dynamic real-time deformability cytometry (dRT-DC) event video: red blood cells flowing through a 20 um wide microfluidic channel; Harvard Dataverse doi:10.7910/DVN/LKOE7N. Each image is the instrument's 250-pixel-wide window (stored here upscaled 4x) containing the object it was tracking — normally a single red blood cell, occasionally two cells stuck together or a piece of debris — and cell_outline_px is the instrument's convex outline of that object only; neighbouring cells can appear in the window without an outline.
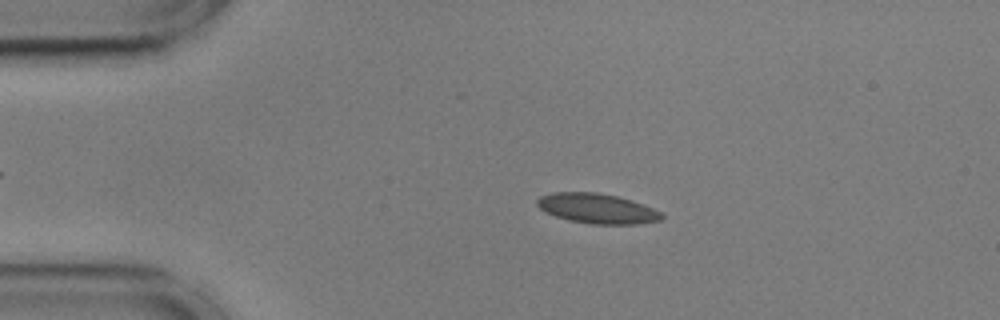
{"species": "common noctule bat (a hibernating species)", "species_latin": "Nyctalus noctula", "temperature_condition": "cold", "stored_images_in_passage": 47, "camera_frame_rate_fps": 3000, "um_per_image_px": 0.085, "animal": {"sex": "male", "body_mass_g": 17.9, "forearm_length_mm": 54.2}, "frame": {"image": 1, "passage_image": 10, "time_ms": 3.0, "image_size_px": [1000, 320], "cell_outline_px": [[664, 216], [660, 220], [636, 224], [592, 224], [568, 220], [556, 216], [540, 208], [536, 204], [536, 200], [540, 196], [552, 192], [596, 192], [616, 196], [632, 200], [644, 204], [660, 212]], "centroid_in_image_um": [50.75, 17.71], "position_along_channel_um": 34.3, "area_um2": 21.62}}
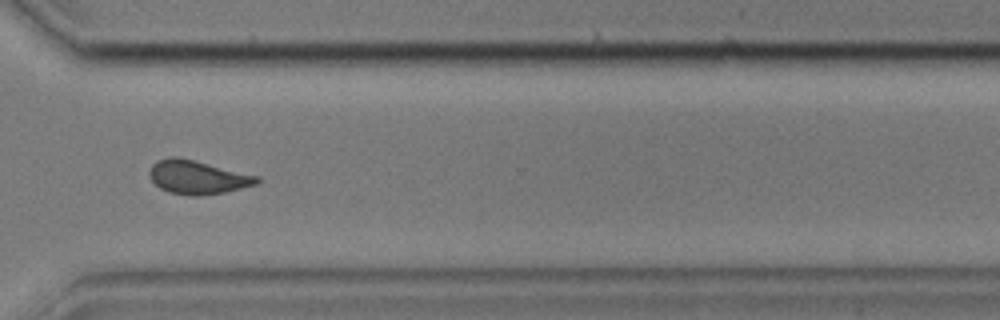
{"frame": {"image": 2, "passage_image": 40, "time_ms": 13.0, "image_size_px": [1000, 320], "cell_outline_px": [[260, 180], [256, 184], [224, 192], [200, 196], [192, 196], [168, 192], [160, 188], [148, 176], [148, 172], [152, 164], [156, 160], [168, 156], [176, 156], [260, 176]], "centroid_in_image_um": [16.75, 15.06], "position_along_channel_um": 353.9, "area_um2": 21.1}}
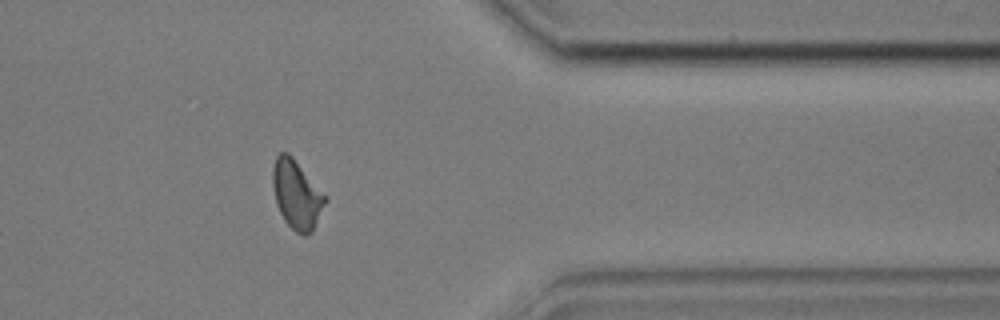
{"frame": {"image": 3, "passage_image": 44, "time_ms": 14.333, "image_size_px": [1000, 320], "cell_outline_px": [[328, 200], [312, 228], [304, 236], [296, 232], [284, 220], [276, 204], [272, 184], [272, 168], [276, 156], [280, 152], [288, 152], [292, 156], [328, 196]], "centroid_in_image_um": [25.21, 16.48], "position_along_channel_um": 386.2, "area_um2": 20.98}, "authors_computed_cell_mechanics": {"area_um2": 21.1548, "velocity_mm_per_s": 3.5799, "shape_relaxation_time_tau1_ms": 3.8977, "shape_relaxation_time_tau2_ms": 1.0673, "deformation_change_tau1": 0.0938, "deformation_change_tau2": 0.0355}}